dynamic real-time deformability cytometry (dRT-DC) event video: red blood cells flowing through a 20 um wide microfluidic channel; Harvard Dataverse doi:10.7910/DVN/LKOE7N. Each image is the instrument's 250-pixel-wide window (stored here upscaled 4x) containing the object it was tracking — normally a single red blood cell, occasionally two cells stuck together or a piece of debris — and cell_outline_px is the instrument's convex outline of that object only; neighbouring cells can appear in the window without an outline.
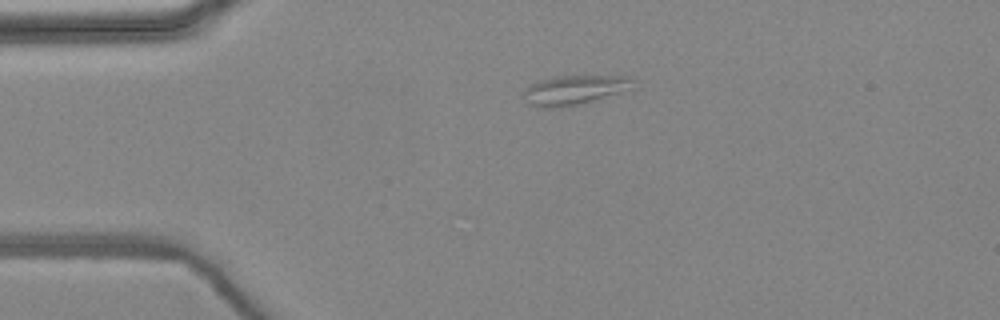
{"species": "common noctule bat (a hibernating species)", "species_latin": "Nyctalus noctula", "temperature_condition": "warm", "stored_images_in_passage": 2, "camera_frame_rate_fps": 3000, "um_per_image_px": 0.085, "animal": {"sex": "female", "body_mass_g": 24.6, "forearm_length_mm": 56.2}, "frame": {"image": 1, "passage_image": 1, "time_ms": 0.0, "image_size_px": [1000, 320], "cell_outline_px": [[628, 80], [620, 92], [580, 104], [548, 108], [544, 108], [528, 104], [524, 92], [524, 88], [540, 80], [556, 76], [628, 76]], "centroid_in_image_um": [48.64, 7.65], "position_along_channel_um": 36.4, "area_um2": 17.74}}